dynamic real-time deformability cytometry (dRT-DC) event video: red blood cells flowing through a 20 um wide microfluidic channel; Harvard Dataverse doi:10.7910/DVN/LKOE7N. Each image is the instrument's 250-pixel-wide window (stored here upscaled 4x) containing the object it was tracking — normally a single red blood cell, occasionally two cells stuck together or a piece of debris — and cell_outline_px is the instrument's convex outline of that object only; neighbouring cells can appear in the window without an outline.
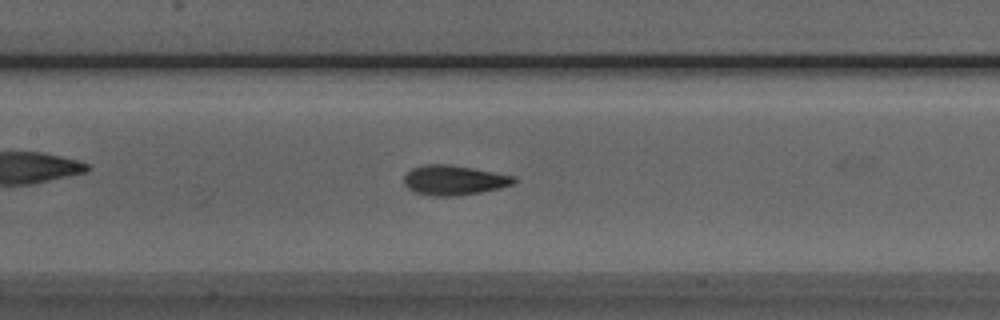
{"species": "Egyptian fruit bat (a non-hibernating species)", "species_latin": "Rousettus aegyptiacus", "temperature_condition": "room temperature", "stored_images_in_passage": 46, "camera_frame_rate_fps": 3000, "um_per_image_px": 0.085, "animal": {"sex": "male"}, "frame": {"image": 1, "passage_image": 23, "time_ms": 7.333, "image_size_px": [1000, 320], "cell_outline_px": [[516, 180], [512, 184], [480, 192], [456, 196], [432, 196], [416, 192], [408, 188], [404, 184], [404, 176], [412, 168], [428, 164], [448, 164], [472, 168], [516, 176]], "centroid_in_image_um": [38.56, 15.31], "position_along_channel_um": 168.8, "area_um2": 18.84}}
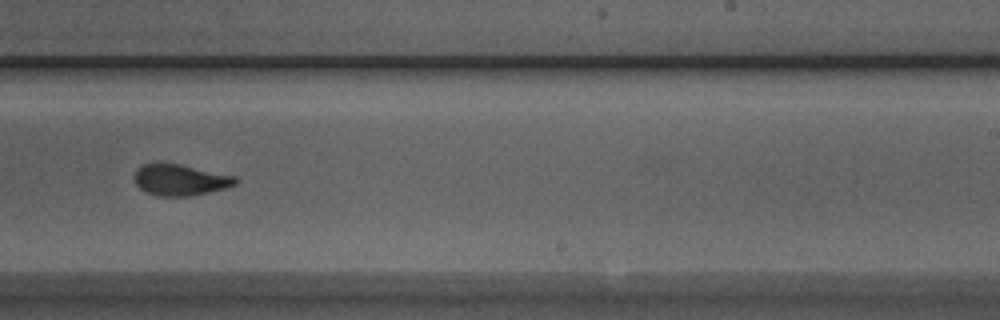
{"frame": {"image": 2, "passage_image": 31, "time_ms": 10.0, "image_size_px": [1000, 320], "cell_outline_px": [[240, 180], [236, 184], [224, 188], [208, 192], [188, 196], [160, 196], [144, 192], [136, 184], [132, 176], [136, 168], [144, 164], [180, 164], [236, 176]], "centroid_in_image_um": [15.3, 15.29], "position_along_channel_um": 273.7, "area_um2": 18.38}}
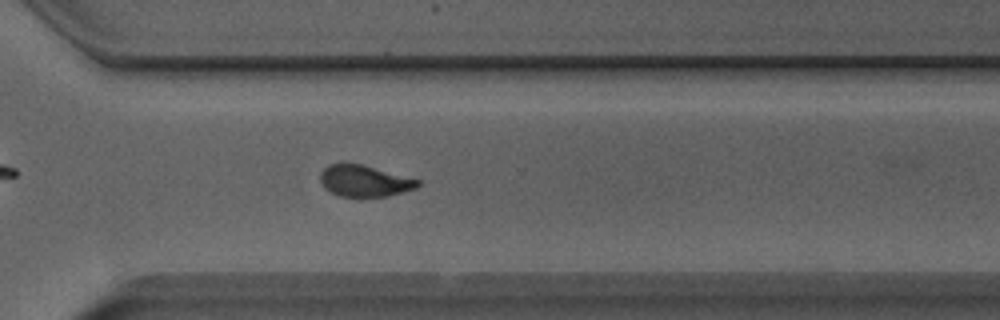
{"frame": {"image": 3, "passage_image": 36, "time_ms": 11.667, "image_size_px": [1000, 320], "cell_outline_px": [[420, 184], [416, 188], [388, 196], [340, 196], [324, 188], [320, 180], [320, 172], [328, 164], [344, 160], [360, 164], [420, 180]], "centroid_in_image_um": [30.91, 15.34], "position_along_channel_um": 339.7, "area_um2": 17.98}, "authors_computed_cell_mechanics": {"area_um2": 18.7272, "velocity_mm_per_s": 3.9539, "shape_relaxation_time_tau1_ms": 4.2812, "shape_relaxation_time_tau2_ms": 1.491, "deformation_change_tau1": 0.1387, "deformation_change_tau2": 0.0663}}